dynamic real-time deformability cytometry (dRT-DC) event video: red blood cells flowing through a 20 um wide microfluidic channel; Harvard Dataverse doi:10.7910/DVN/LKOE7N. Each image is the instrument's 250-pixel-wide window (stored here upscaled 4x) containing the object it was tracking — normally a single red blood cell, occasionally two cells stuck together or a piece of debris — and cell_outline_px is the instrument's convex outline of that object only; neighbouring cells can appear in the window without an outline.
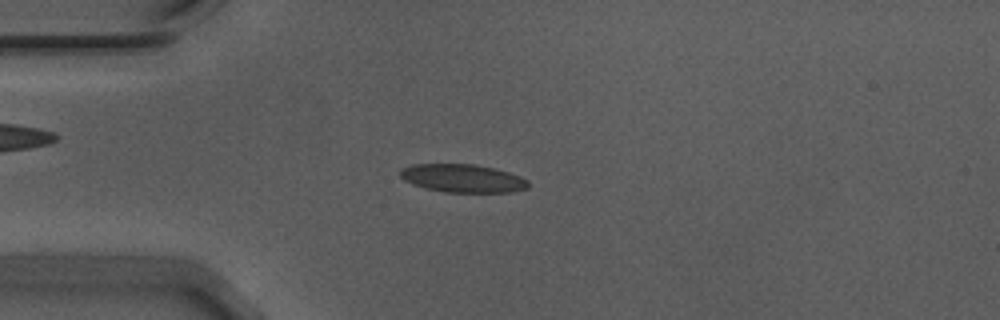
{"species": "Egyptian fruit bat (a non-hibernating species)", "species_latin": "Rousettus aegyptiacus", "temperature_condition": "warm", "stored_images_in_passage": 55, "camera_frame_rate_fps": 3000, "um_per_image_px": 0.085, "animal": {"sex": "male"}, "frame": {"image": 1, "passage_image": 14, "time_ms": 4.333, "image_size_px": [1000, 320], "cell_outline_px": [[528, 188], [512, 192], [444, 192], [424, 188], [412, 184], [404, 180], [400, 176], [400, 168], [412, 164], [472, 164], [496, 168], [520, 176], [528, 180]], "centroid_in_image_um": [39.31, 15.15], "position_along_channel_um": 45.7, "area_um2": 21.15}}
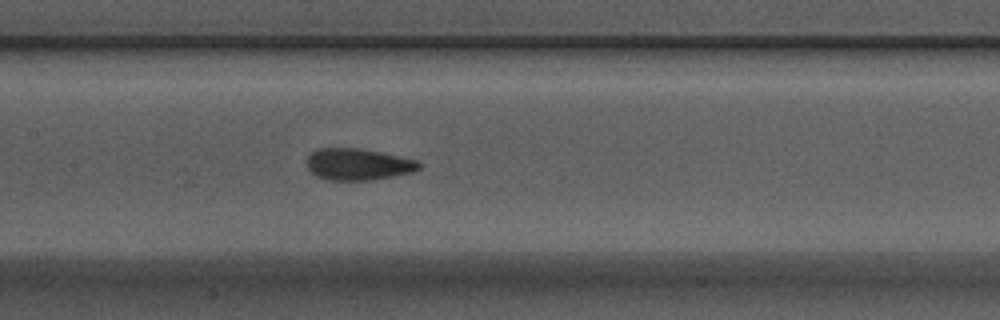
{"frame": {"image": 2, "passage_image": 26, "time_ms": 8.333, "image_size_px": [1000, 320], "cell_outline_px": [[424, 164], [420, 168], [412, 172], [372, 180], [328, 180], [316, 176], [308, 168], [308, 156], [316, 148], [356, 148], [380, 152], [416, 160]], "centroid_in_image_um": [30.44, 13.97], "position_along_channel_um": 177.0, "area_um2": 20.58}}
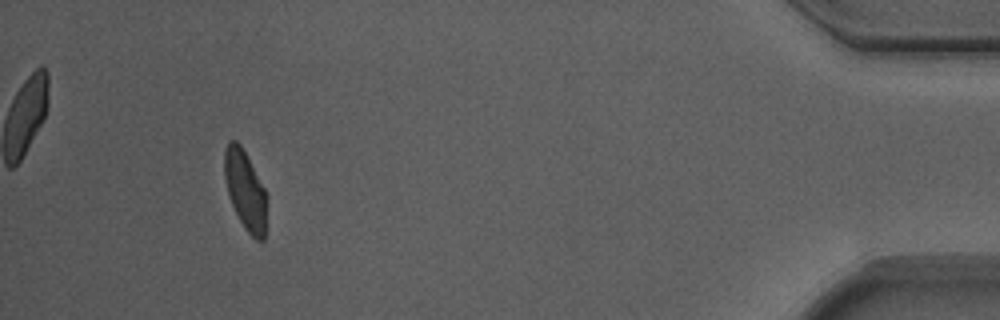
{"frame": {"image": 3, "passage_image": 51, "time_ms": 16.667, "image_size_px": [1000, 320], "cell_outline_px": [[268, 196], [264, 240], [256, 240], [244, 228], [228, 196], [224, 176], [224, 148], [228, 140], [236, 140], [240, 144], [264, 188]], "centroid_in_image_um": [20.84, 16.17], "position_along_channel_um": 414.4, "area_um2": 19.65}, "authors_computed_cell_mechanics": {"area_um2": 20.6924, "velocity_mm_per_s": 3.6922, "shape_relaxation_time_tau1_ms": 5.4182, "shape_relaxation_time_tau2_ms": 1.058, "deformation_change_tau1": 0.1574, "deformation_change_tau2": 0.0651}}